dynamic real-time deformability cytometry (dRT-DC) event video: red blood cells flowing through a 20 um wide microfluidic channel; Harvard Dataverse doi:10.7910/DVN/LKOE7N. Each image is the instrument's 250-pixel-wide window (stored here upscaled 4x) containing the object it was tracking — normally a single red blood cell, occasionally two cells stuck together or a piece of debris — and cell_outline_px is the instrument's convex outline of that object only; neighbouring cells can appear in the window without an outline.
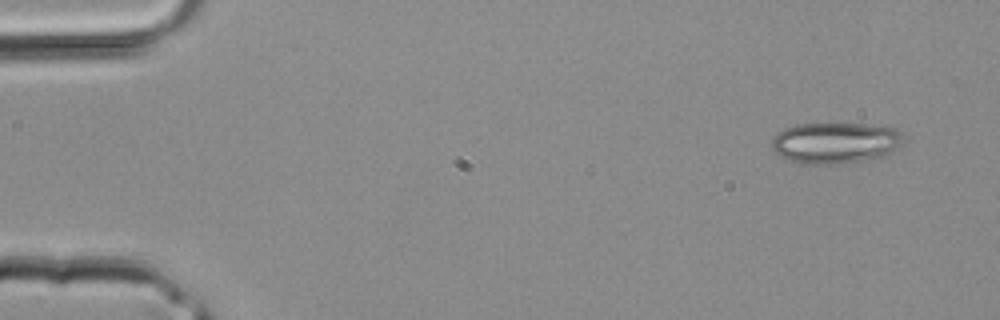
{"species": "common noctule bat (a hibernating species)", "species_latin": "Nyctalus noctula", "temperature_condition": "room temperature", "stored_images_in_passage": 4, "segment_of_instrument_passage": [1, 2], "camera_frame_rate_fps": 3000, "um_per_image_px": 0.085, "animal": {"sex": "male", "body_mass_g": 20.4}, "frame": {"image": 1, "passage_image": 1, "time_ms": 0.0, "image_size_px": [1000, 320], "cell_outline_px": [[904, 144], [884, 156], [860, 160], [828, 164], [812, 164], [792, 160], [780, 156], [772, 148], [772, 136], [784, 128], [796, 124], [860, 124], [892, 128], [900, 132], [904, 136]], "centroid_in_image_um": [71.0, 12.12], "position_along_channel_um": 14.0, "area_um2": 31.15}}